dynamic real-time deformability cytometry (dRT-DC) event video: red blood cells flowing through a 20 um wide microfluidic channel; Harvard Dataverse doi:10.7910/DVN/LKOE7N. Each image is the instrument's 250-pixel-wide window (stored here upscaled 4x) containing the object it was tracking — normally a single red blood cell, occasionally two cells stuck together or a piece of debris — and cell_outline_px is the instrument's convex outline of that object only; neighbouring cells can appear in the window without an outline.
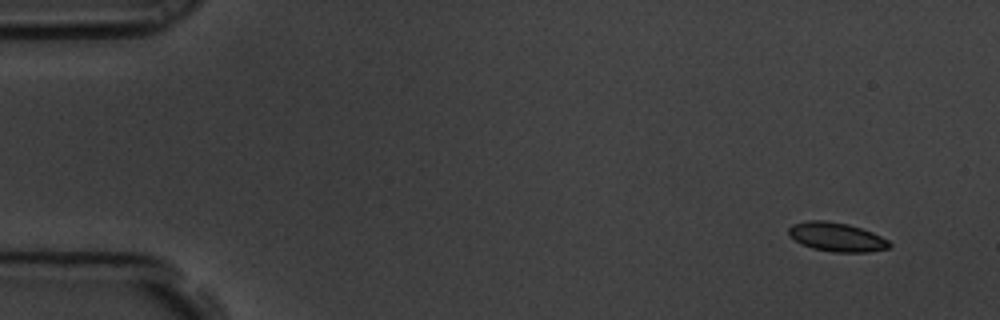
{"species": "common noctule bat (a hibernating species)", "species_latin": "Nyctalus noctula", "temperature_condition": "room temperature", "stored_images_in_passage": 6, "segment_of_instrument_passage": [1, 2], "camera_frame_rate_fps": 3000, "um_per_image_px": 0.085, "animal": {"sex": "male", "body_mass_g": 19.5, "forearm_length_mm": 54.6}, "frame": {"image": 1, "passage_image": 1, "time_ms": 0.0, "image_size_px": [1000, 320], "cell_outline_px": [[892, 244], [888, 248], [868, 252], [832, 252], [812, 248], [788, 236], [788, 228], [792, 224], [808, 220], [828, 220], [848, 224], [872, 232], [888, 240]], "centroid_in_image_um": [71.1, 20.13], "position_along_channel_um": 13.9, "area_um2": 16.99}}
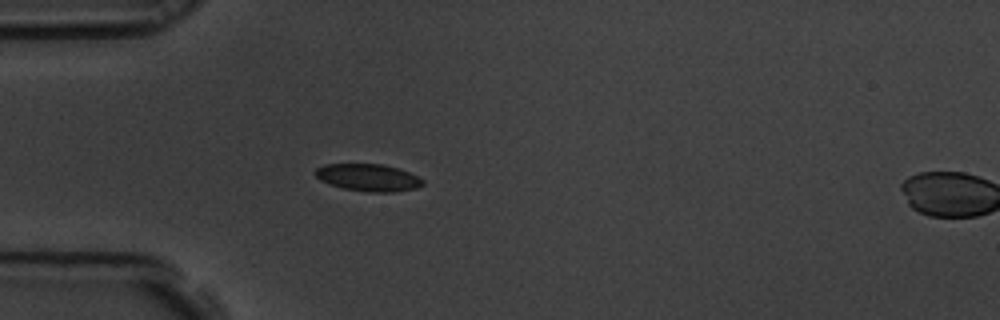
{"frame": {"image": 2, "passage_image": 5, "time_ms": 1.333, "image_size_px": [1000, 320], "cell_outline_px": [[424, 184], [416, 188], [392, 192], [368, 192], [344, 188], [320, 180], [312, 172], [316, 168], [324, 164], [384, 164], [400, 168], [424, 180]], "centroid_in_image_um": [31.3, 15.08], "position_along_channel_um": 53.7, "area_um2": 17.05}}